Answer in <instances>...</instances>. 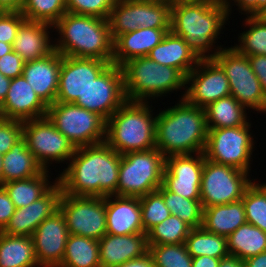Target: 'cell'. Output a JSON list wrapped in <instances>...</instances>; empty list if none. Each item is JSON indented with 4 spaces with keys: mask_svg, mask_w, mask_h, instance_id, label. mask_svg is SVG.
Listing matches in <instances>:
<instances>
[{
    "mask_svg": "<svg viewBox=\"0 0 266 267\" xmlns=\"http://www.w3.org/2000/svg\"><path fill=\"white\" fill-rule=\"evenodd\" d=\"M165 156L157 149L121 155L118 196L142 197L163 183Z\"/></svg>",
    "mask_w": 266,
    "mask_h": 267,
    "instance_id": "7",
    "label": "cell"
},
{
    "mask_svg": "<svg viewBox=\"0 0 266 267\" xmlns=\"http://www.w3.org/2000/svg\"><path fill=\"white\" fill-rule=\"evenodd\" d=\"M220 260L206 255L192 257V267H219Z\"/></svg>",
    "mask_w": 266,
    "mask_h": 267,
    "instance_id": "51",
    "label": "cell"
},
{
    "mask_svg": "<svg viewBox=\"0 0 266 267\" xmlns=\"http://www.w3.org/2000/svg\"><path fill=\"white\" fill-rule=\"evenodd\" d=\"M171 28H139L113 40L112 64L122 66L127 61L144 57L159 44Z\"/></svg>",
    "mask_w": 266,
    "mask_h": 267,
    "instance_id": "25",
    "label": "cell"
},
{
    "mask_svg": "<svg viewBox=\"0 0 266 267\" xmlns=\"http://www.w3.org/2000/svg\"><path fill=\"white\" fill-rule=\"evenodd\" d=\"M188 87L183 95L190 104L205 108L218 99L231 95L228 78L222 67L213 59H200L186 76Z\"/></svg>",
    "mask_w": 266,
    "mask_h": 267,
    "instance_id": "16",
    "label": "cell"
},
{
    "mask_svg": "<svg viewBox=\"0 0 266 267\" xmlns=\"http://www.w3.org/2000/svg\"><path fill=\"white\" fill-rule=\"evenodd\" d=\"M251 68L261 83L263 93L266 96V55L247 56Z\"/></svg>",
    "mask_w": 266,
    "mask_h": 267,
    "instance_id": "48",
    "label": "cell"
},
{
    "mask_svg": "<svg viewBox=\"0 0 266 267\" xmlns=\"http://www.w3.org/2000/svg\"><path fill=\"white\" fill-rule=\"evenodd\" d=\"M48 119L75 148L105 142L106 120L74 103L55 102L48 106Z\"/></svg>",
    "mask_w": 266,
    "mask_h": 267,
    "instance_id": "8",
    "label": "cell"
},
{
    "mask_svg": "<svg viewBox=\"0 0 266 267\" xmlns=\"http://www.w3.org/2000/svg\"><path fill=\"white\" fill-rule=\"evenodd\" d=\"M147 102L126 101L106 121L105 142L120 155L156 148V117Z\"/></svg>",
    "mask_w": 266,
    "mask_h": 267,
    "instance_id": "5",
    "label": "cell"
},
{
    "mask_svg": "<svg viewBox=\"0 0 266 267\" xmlns=\"http://www.w3.org/2000/svg\"><path fill=\"white\" fill-rule=\"evenodd\" d=\"M23 138L36 161L46 170L50 161H68L76 150L47 116L23 121Z\"/></svg>",
    "mask_w": 266,
    "mask_h": 267,
    "instance_id": "14",
    "label": "cell"
},
{
    "mask_svg": "<svg viewBox=\"0 0 266 267\" xmlns=\"http://www.w3.org/2000/svg\"><path fill=\"white\" fill-rule=\"evenodd\" d=\"M24 0H0V11H21Z\"/></svg>",
    "mask_w": 266,
    "mask_h": 267,
    "instance_id": "53",
    "label": "cell"
},
{
    "mask_svg": "<svg viewBox=\"0 0 266 267\" xmlns=\"http://www.w3.org/2000/svg\"><path fill=\"white\" fill-rule=\"evenodd\" d=\"M207 135L205 110L183 97L156 115V148L165 157L204 153Z\"/></svg>",
    "mask_w": 266,
    "mask_h": 267,
    "instance_id": "3",
    "label": "cell"
},
{
    "mask_svg": "<svg viewBox=\"0 0 266 267\" xmlns=\"http://www.w3.org/2000/svg\"><path fill=\"white\" fill-rule=\"evenodd\" d=\"M227 249L241 260L256 256L266 251V233L246 222L227 237Z\"/></svg>",
    "mask_w": 266,
    "mask_h": 267,
    "instance_id": "31",
    "label": "cell"
},
{
    "mask_svg": "<svg viewBox=\"0 0 266 267\" xmlns=\"http://www.w3.org/2000/svg\"><path fill=\"white\" fill-rule=\"evenodd\" d=\"M192 227L175 215H170L147 232L148 245L185 243Z\"/></svg>",
    "mask_w": 266,
    "mask_h": 267,
    "instance_id": "37",
    "label": "cell"
},
{
    "mask_svg": "<svg viewBox=\"0 0 266 267\" xmlns=\"http://www.w3.org/2000/svg\"><path fill=\"white\" fill-rule=\"evenodd\" d=\"M48 170L44 169L39 175L3 183L2 186L9 194L15 209L28 206L42 197L53 185H50Z\"/></svg>",
    "mask_w": 266,
    "mask_h": 267,
    "instance_id": "34",
    "label": "cell"
},
{
    "mask_svg": "<svg viewBox=\"0 0 266 267\" xmlns=\"http://www.w3.org/2000/svg\"><path fill=\"white\" fill-rule=\"evenodd\" d=\"M106 233L112 235L144 233L139 197L106 196Z\"/></svg>",
    "mask_w": 266,
    "mask_h": 267,
    "instance_id": "24",
    "label": "cell"
},
{
    "mask_svg": "<svg viewBox=\"0 0 266 267\" xmlns=\"http://www.w3.org/2000/svg\"><path fill=\"white\" fill-rule=\"evenodd\" d=\"M151 1H162V2H170V3H173L175 0H151Z\"/></svg>",
    "mask_w": 266,
    "mask_h": 267,
    "instance_id": "60",
    "label": "cell"
},
{
    "mask_svg": "<svg viewBox=\"0 0 266 267\" xmlns=\"http://www.w3.org/2000/svg\"><path fill=\"white\" fill-rule=\"evenodd\" d=\"M15 206L5 188L0 185V231H2L14 214Z\"/></svg>",
    "mask_w": 266,
    "mask_h": 267,
    "instance_id": "47",
    "label": "cell"
},
{
    "mask_svg": "<svg viewBox=\"0 0 266 267\" xmlns=\"http://www.w3.org/2000/svg\"><path fill=\"white\" fill-rule=\"evenodd\" d=\"M245 267H266V251L244 260Z\"/></svg>",
    "mask_w": 266,
    "mask_h": 267,
    "instance_id": "52",
    "label": "cell"
},
{
    "mask_svg": "<svg viewBox=\"0 0 266 267\" xmlns=\"http://www.w3.org/2000/svg\"><path fill=\"white\" fill-rule=\"evenodd\" d=\"M40 267L30 236H12L0 231V267Z\"/></svg>",
    "mask_w": 266,
    "mask_h": 267,
    "instance_id": "30",
    "label": "cell"
},
{
    "mask_svg": "<svg viewBox=\"0 0 266 267\" xmlns=\"http://www.w3.org/2000/svg\"><path fill=\"white\" fill-rule=\"evenodd\" d=\"M139 199L144 233L171 215L159 189L139 197Z\"/></svg>",
    "mask_w": 266,
    "mask_h": 267,
    "instance_id": "42",
    "label": "cell"
},
{
    "mask_svg": "<svg viewBox=\"0 0 266 267\" xmlns=\"http://www.w3.org/2000/svg\"><path fill=\"white\" fill-rule=\"evenodd\" d=\"M66 12V0H24L21 8L26 20L51 25H54Z\"/></svg>",
    "mask_w": 266,
    "mask_h": 267,
    "instance_id": "38",
    "label": "cell"
},
{
    "mask_svg": "<svg viewBox=\"0 0 266 267\" xmlns=\"http://www.w3.org/2000/svg\"><path fill=\"white\" fill-rule=\"evenodd\" d=\"M148 246L155 267H192L185 243Z\"/></svg>",
    "mask_w": 266,
    "mask_h": 267,
    "instance_id": "41",
    "label": "cell"
},
{
    "mask_svg": "<svg viewBox=\"0 0 266 267\" xmlns=\"http://www.w3.org/2000/svg\"><path fill=\"white\" fill-rule=\"evenodd\" d=\"M165 157L162 185L171 192L191 200H200L204 153Z\"/></svg>",
    "mask_w": 266,
    "mask_h": 267,
    "instance_id": "18",
    "label": "cell"
},
{
    "mask_svg": "<svg viewBox=\"0 0 266 267\" xmlns=\"http://www.w3.org/2000/svg\"><path fill=\"white\" fill-rule=\"evenodd\" d=\"M233 96L218 99L204 108L208 129L238 127L246 125L247 113Z\"/></svg>",
    "mask_w": 266,
    "mask_h": 267,
    "instance_id": "32",
    "label": "cell"
},
{
    "mask_svg": "<svg viewBox=\"0 0 266 267\" xmlns=\"http://www.w3.org/2000/svg\"><path fill=\"white\" fill-rule=\"evenodd\" d=\"M149 252L147 233L105 234L99 240L101 267H116Z\"/></svg>",
    "mask_w": 266,
    "mask_h": 267,
    "instance_id": "23",
    "label": "cell"
},
{
    "mask_svg": "<svg viewBox=\"0 0 266 267\" xmlns=\"http://www.w3.org/2000/svg\"><path fill=\"white\" fill-rule=\"evenodd\" d=\"M241 200L247 223L266 233V189L261 184L252 182L246 188Z\"/></svg>",
    "mask_w": 266,
    "mask_h": 267,
    "instance_id": "40",
    "label": "cell"
},
{
    "mask_svg": "<svg viewBox=\"0 0 266 267\" xmlns=\"http://www.w3.org/2000/svg\"><path fill=\"white\" fill-rule=\"evenodd\" d=\"M10 82H11L10 78L5 77L0 73V105L3 103V101L7 96Z\"/></svg>",
    "mask_w": 266,
    "mask_h": 267,
    "instance_id": "55",
    "label": "cell"
},
{
    "mask_svg": "<svg viewBox=\"0 0 266 267\" xmlns=\"http://www.w3.org/2000/svg\"><path fill=\"white\" fill-rule=\"evenodd\" d=\"M3 155L0 154V185H2Z\"/></svg>",
    "mask_w": 266,
    "mask_h": 267,
    "instance_id": "57",
    "label": "cell"
},
{
    "mask_svg": "<svg viewBox=\"0 0 266 267\" xmlns=\"http://www.w3.org/2000/svg\"><path fill=\"white\" fill-rule=\"evenodd\" d=\"M171 215H175L192 228L202 227L203 206L201 200H191L168 191L163 185L158 188Z\"/></svg>",
    "mask_w": 266,
    "mask_h": 267,
    "instance_id": "36",
    "label": "cell"
},
{
    "mask_svg": "<svg viewBox=\"0 0 266 267\" xmlns=\"http://www.w3.org/2000/svg\"><path fill=\"white\" fill-rule=\"evenodd\" d=\"M207 58H213L224 70L230 93L242 106L266 113V96L253 72L248 57L234 47L219 48Z\"/></svg>",
    "mask_w": 266,
    "mask_h": 267,
    "instance_id": "9",
    "label": "cell"
},
{
    "mask_svg": "<svg viewBox=\"0 0 266 267\" xmlns=\"http://www.w3.org/2000/svg\"><path fill=\"white\" fill-rule=\"evenodd\" d=\"M248 174L205 158L200 184L203 208L241 200L246 188L252 183Z\"/></svg>",
    "mask_w": 266,
    "mask_h": 267,
    "instance_id": "11",
    "label": "cell"
},
{
    "mask_svg": "<svg viewBox=\"0 0 266 267\" xmlns=\"http://www.w3.org/2000/svg\"><path fill=\"white\" fill-rule=\"evenodd\" d=\"M58 267H101L99 241L69 234L63 261Z\"/></svg>",
    "mask_w": 266,
    "mask_h": 267,
    "instance_id": "33",
    "label": "cell"
},
{
    "mask_svg": "<svg viewBox=\"0 0 266 267\" xmlns=\"http://www.w3.org/2000/svg\"><path fill=\"white\" fill-rule=\"evenodd\" d=\"M38 200L28 206L15 209L5 228L1 231L12 236H32L38 225L59 210L62 188L57 181Z\"/></svg>",
    "mask_w": 266,
    "mask_h": 267,
    "instance_id": "20",
    "label": "cell"
},
{
    "mask_svg": "<svg viewBox=\"0 0 266 267\" xmlns=\"http://www.w3.org/2000/svg\"><path fill=\"white\" fill-rule=\"evenodd\" d=\"M246 25L249 30L240 33V45L233 46L245 56L266 55V22L257 16H247Z\"/></svg>",
    "mask_w": 266,
    "mask_h": 267,
    "instance_id": "39",
    "label": "cell"
},
{
    "mask_svg": "<svg viewBox=\"0 0 266 267\" xmlns=\"http://www.w3.org/2000/svg\"><path fill=\"white\" fill-rule=\"evenodd\" d=\"M246 222L242 200L203 209L202 227L217 235L228 237Z\"/></svg>",
    "mask_w": 266,
    "mask_h": 267,
    "instance_id": "28",
    "label": "cell"
},
{
    "mask_svg": "<svg viewBox=\"0 0 266 267\" xmlns=\"http://www.w3.org/2000/svg\"><path fill=\"white\" fill-rule=\"evenodd\" d=\"M116 267H155V265L151 255L148 252L142 257L130 260Z\"/></svg>",
    "mask_w": 266,
    "mask_h": 267,
    "instance_id": "50",
    "label": "cell"
},
{
    "mask_svg": "<svg viewBox=\"0 0 266 267\" xmlns=\"http://www.w3.org/2000/svg\"><path fill=\"white\" fill-rule=\"evenodd\" d=\"M265 189H266V184L264 183V184H261Z\"/></svg>",
    "mask_w": 266,
    "mask_h": 267,
    "instance_id": "61",
    "label": "cell"
},
{
    "mask_svg": "<svg viewBox=\"0 0 266 267\" xmlns=\"http://www.w3.org/2000/svg\"><path fill=\"white\" fill-rule=\"evenodd\" d=\"M25 61L14 51L0 58V73L10 79L22 76Z\"/></svg>",
    "mask_w": 266,
    "mask_h": 267,
    "instance_id": "46",
    "label": "cell"
},
{
    "mask_svg": "<svg viewBox=\"0 0 266 267\" xmlns=\"http://www.w3.org/2000/svg\"><path fill=\"white\" fill-rule=\"evenodd\" d=\"M257 17H259L263 22H266V8L262 10Z\"/></svg>",
    "mask_w": 266,
    "mask_h": 267,
    "instance_id": "58",
    "label": "cell"
},
{
    "mask_svg": "<svg viewBox=\"0 0 266 267\" xmlns=\"http://www.w3.org/2000/svg\"><path fill=\"white\" fill-rule=\"evenodd\" d=\"M219 267H245V265L244 260L233 255H228L220 260Z\"/></svg>",
    "mask_w": 266,
    "mask_h": 267,
    "instance_id": "54",
    "label": "cell"
},
{
    "mask_svg": "<svg viewBox=\"0 0 266 267\" xmlns=\"http://www.w3.org/2000/svg\"><path fill=\"white\" fill-rule=\"evenodd\" d=\"M250 127L248 122L238 127L208 129L205 158L248 173L254 146Z\"/></svg>",
    "mask_w": 266,
    "mask_h": 267,
    "instance_id": "12",
    "label": "cell"
},
{
    "mask_svg": "<svg viewBox=\"0 0 266 267\" xmlns=\"http://www.w3.org/2000/svg\"><path fill=\"white\" fill-rule=\"evenodd\" d=\"M47 109L48 106L22 75L11 79L7 96L0 105V117L26 121L45 117Z\"/></svg>",
    "mask_w": 266,
    "mask_h": 267,
    "instance_id": "21",
    "label": "cell"
},
{
    "mask_svg": "<svg viewBox=\"0 0 266 267\" xmlns=\"http://www.w3.org/2000/svg\"><path fill=\"white\" fill-rule=\"evenodd\" d=\"M69 161L57 177L62 193L88 197L117 195L121 155L106 142L76 148Z\"/></svg>",
    "mask_w": 266,
    "mask_h": 267,
    "instance_id": "1",
    "label": "cell"
},
{
    "mask_svg": "<svg viewBox=\"0 0 266 267\" xmlns=\"http://www.w3.org/2000/svg\"><path fill=\"white\" fill-rule=\"evenodd\" d=\"M126 101L122 68L110 64L74 104L99 114L107 121Z\"/></svg>",
    "mask_w": 266,
    "mask_h": 267,
    "instance_id": "15",
    "label": "cell"
},
{
    "mask_svg": "<svg viewBox=\"0 0 266 267\" xmlns=\"http://www.w3.org/2000/svg\"><path fill=\"white\" fill-rule=\"evenodd\" d=\"M116 0H66L68 13L107 19Z\"/></svg>",
    "mask_w": 266,
    "mask_h": 267,
    "instance_id": "43",
    "label": "cell"
},
{
    "mask_svg": "<svg viewBox=\"0 0 266 267\" xmlns=\"http://www.w3.org/2000/svg\"><path fill=\"white\" fill-rule=\"evenodd\" d=\"M53 27L60 35L54 50L63 56L94 58L112 64L113 40L107 19L66 12Z\"/></svg>",
    "mask_w": 266,
    "mask_h": 267,
    "instance_id": "4",
    "label": "cell"
},
{
    "mask_svg": "<svg viewBox=\"0 0 266 267\" xmlns=\"http://www.w3.org/2000/svg\"><path fill=\"white\" fill-rule=\"evenodd\" d=\"M44 169L36 161L22 137L3 155L2 184L39 175Z\"/></svg>",
    "mask_w": 266,
    "mask_h": 267,
    "instance_id": "29",
    "label": "cell"
},
{
    "mask_svg": "<svg viewBox=\"0 0 266 267\" xmlns=\"http://www.w3.org/2000/svg\"><path fill=\"white\" fill-rule=\"evenodd\" d=\"M61 64L62 54L56 50L44 58L24 63L22 75L47 106L55 103Z\"/></svg>",
    "mask_w": 266,
    "mask_h": 267,
    "instance_id": "22",
    "label": "cell"
},
{
    "mask_svg": "<svg viewBox=\"0 0 266 267\" xmlns=\"http://www.w3.org/2000/svg\"><path fill=\"white\" fill-rule=\"evenodd\" d=\"M13 51L12 44L4 43L0 41V58L5 54H8Z\"/></svg>",
    "mask_w": 266,
    "mask_h": 267,
    "instance_id": "56",
    "label": "cell"
},
{
    "mask_svg": "<svg viewBox=\"0 0 266 267\" xmlns=\"http://www.w3.org/2000/svg\"><path fill=\"white\" fill-rule=\"evenodd\" d=\"M94 58L62 55L59 86L55 102L74 103L82 97L90 84L110 65Z\"/></svg>",
    "mask_w": 266,
    "mask_h": 267,
    "instance_id": "17",
    "label": "cell"
},
{
    "mask_svg": "<svg viewBox=\"0 0 266 267\" xmlns=\"http://www.w3.org/2000/svg\"><path fill=\"white\" fill-rule=\"evenodd\" d=\"M147 56L158 64L178 69L185 77L196 67L200 60L188 47L184 39L171 30Z\"/></svg>",
    "mask_w": 266,
    "mask_h": 267,
    "instance_id": "27",
    "label": "cell"
},
{
    "mask_svg": "<svg viewBox=\"0 0 266 267\" xmlns=\"http://www.w3.org/2000/svg\"><path fill=\"white\" fill-rule=\"evenodd\" d=\"M170 2L151 0H116L108 18L110 36L139 28H171Z\"/></svg>",
    "mask_w": 266,
    "mask_h": 267,
    "instance_id": "10",
    "label": "cell"
},
{
    "mask_svg": "<svg viewBox=\"0 0 266 267\" xmlns=\"http://www.w3.org/2000/svg\"><path fill=\"white\" fill-rule=\"evenodd\" d=\"M121 68L127 101L146 102L186 85V77L178 69L158 64L148 56L131 59Z\"/></svg>",
    "mask_w": 266,
    "mask_h": 267,
    "instance_id": "6",
    "label": "cell"
},
{
    "mask_svg": "<svg viewBox=\"0 0 266 267\" xmlns=\"http://www.w3.org/2000/svg\"><path fill=\"white\" fill-rule=\"evenodd\" d=\"M182 1H207V2H223L224 0H182Z\"/></svg>",
    "mask_w": 266,
    "mask_h": 267,
    "instance_id": "59",
    "label": "cell"
},
{
    "mask_svg": "<svg viewBox=\"0 0 266 267\" xmlns=\"http://www.w3.org/2000/svg\"><path fill=\"white\" fill-rule=\"evenodd\" d=\"M229 1L175 0L171 6L170 30L182 37L199 59H205L229 17Z\"/></svg>",
    "mask_w": 266,
    "mask_h": 267,
    "instance_id": "2",
    "label": "cell"
},
{
    "mask_svg": "<svg viewBox=\"0 0 266 267\" xmlns=\"http://www.w3.org/2000/svg\"><path fill=\"white\" fill-rule=\"evenodd\" d=\"M236 6L248 14V16H257L266 8V0H232ZM250 14V15H249Z\"/></svg>",
    "mask_w": 266,
    "mask_h": 267,
    "instance_id": "49",
    "label": "cell"
},
{
    "mask_svg": "<svg viewBox=\"0 0 266 267\" xmlns=\"http://www.w3.org/2000/svg\"><path fill=\"white\" fill-rule=\"evenodd\" d=\"M50 27L53 28V25L25 20L17 31L13 51L25 62L48 56L54 51V44L49 38Z\"/></svg>",
    "mask_w": 266,
    "mask_h": 267,
    "instance_id": "26",
    "label": "cell"
},
{
    "mask_svg": "<svg viewBox=\"0 0 266 267\" xmlns=\"http://www.w3.org/2000/svg\"><path fill=\"white\" fill-rule=\"evenodd\" d=\"M23 137V121L0 117V154L8 153Z\"/></svg>",
    "mask_w": 266,
    "mask_h": 267,
    "instance_id": "44",
    "label": "cell"
},
{
    "mask_svg": "<svg viewBox=\"0 0 266 267\" xmlns=\"http://www.w3.org/2000/svg\"><path fill=\"white\" fill-rule=\"evenodd\" d=\"M25 20L21 11H0V41L13 44L17 31Z\"/></svg>",
    "mask_w": 266,
    "mask_h": 267,
    "instance_id": "45",
    "label": "cell"
},
{
    "mask_svg": "<svg viewBox=\"0 0 266 267\" xmlns=\"http://www.w3.org/2000/svg\"><path fill=\"white\" fill-rule=\"evenodd\" d=\"M68 227L60 210L43 220L31 238L40 267H58L65 253Z\"/></svg>",
    "mask_w": 266,
    "mask_h": 267,
    "instance_id": "19",
    "label": "cell"
},
{
    "mask_svg": "<svg viewBox=\"0 0 266 267\" xmlns=\"http://www.w3.org/2000/svg\"><path fill=\"white\" fill-rule=\"evenodd\" d=\"M185 245L192 257L206 255L222 259L229 255L227 237L208 232L203 227L192 228Z\"/></svg>",
    "mask_w": 266,
    "mask_h": 267,
    "instance_id": "35",
    "label": "cell"
},
{
    "mask_svg": "<svg viewBox=\"0 0 266 267\" xmlns=\"http://www.w3.org/2000/svg\"><path fill=\"white\" fill-rule=\"evenodd\" d=\"M59 210L68 233L95 240L106 234V197L72 196L62 193Z\"/></svg>",
    "mask_w": 266,
    "mask_h": 267,
    "instance_id": "13",
    "label": "cell"
}]
</instances>
